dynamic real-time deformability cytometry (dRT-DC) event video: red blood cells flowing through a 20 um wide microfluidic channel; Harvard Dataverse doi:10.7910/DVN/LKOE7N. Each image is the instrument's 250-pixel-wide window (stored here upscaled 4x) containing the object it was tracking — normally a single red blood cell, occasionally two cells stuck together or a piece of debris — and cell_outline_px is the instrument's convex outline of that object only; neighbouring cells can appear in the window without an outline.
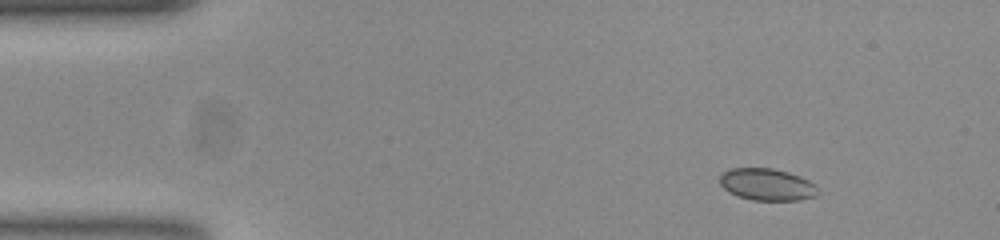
{"species": "common noctule bat (a hibernating species)", "species_latin": "Nyctalus noctula", "temperature_condition": "room temperature", "stored_images_in_passage": 50, "segment_of_instrument_passage": [1, 2], "camera_frame_rate_fps": 3000, "um_per_image_px": 0.085, "animal": {"sex": "female", "body_mass_g": 23.0, "forearm_length_mm": 53.4}, "frame": {"image": 1, "passage_image": 1, "time_ms": 0.0, "image_size_px": [1000, 240], "cell_outline_px": [[816, 196], [800, 200], [752, 200], [736, 196], [728, 192], [720, 184], [720, 176], [724, 172], [732, 168], [772, 168], [788, 172], [800, 176], [808, 180], [816, 188]], "centroid_in_image_um": [65.16, 15.68], "position_along_channel_um": 19.8, "area_um2": 18.15}}
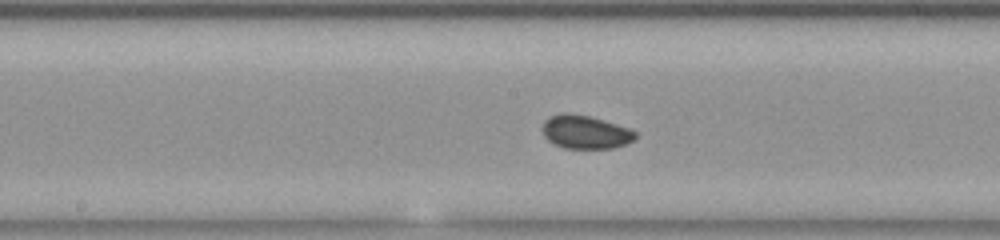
{"frame": {"image": 2, "passage_image": 22, "time_ms": 7.0, "image_size_px": [1000, 240], "cell_outline_px": [[636, 136], [632, 140], [624, 144], [612, 148], [564, 148], [552, 144], [544, 136], [544, 120], [548, 116], [560, 112], [568, 112], [588, 116], [604, 120], [628, 128], [636, 132]], "centroid_in_image_um": [49.71, 11.21], "position_along_channel_um": 198.5, "area_um2": 18.03}}
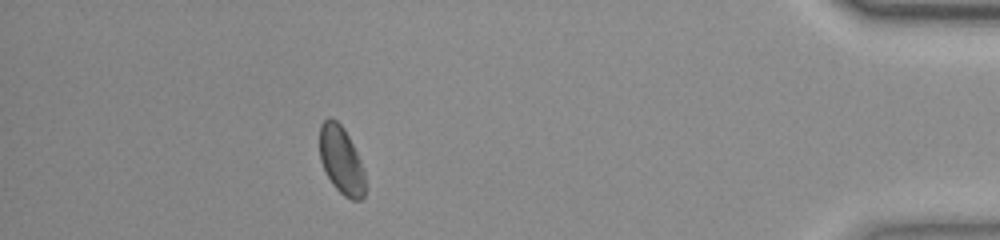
{"frame": {"image": 3, "passage_image": 43, "time_ms": 14.0, "image_size_px": [1000, 240], "cell_outline_px": [[364, 196], [360, 200], [352, 200], [344, 196], [332, 184], [320, 160], [320, 124], [328, 116], [336, 120], [344, 128], [360, 160], [364, 172]], "centroid_in_image_um": [28.99, 13.61], "position_along_channel_um": 406.2, "area_um2": 17.74}}